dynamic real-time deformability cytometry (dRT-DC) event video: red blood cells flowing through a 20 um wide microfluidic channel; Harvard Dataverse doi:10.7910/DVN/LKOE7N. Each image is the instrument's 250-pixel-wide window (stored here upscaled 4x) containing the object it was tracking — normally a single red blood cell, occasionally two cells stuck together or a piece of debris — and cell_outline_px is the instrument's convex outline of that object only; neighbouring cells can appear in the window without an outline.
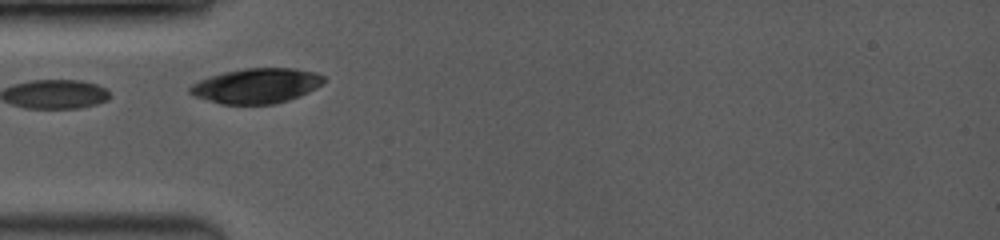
{"species": "common noctule bat (a hibernating species)", "species_latin": "Nyctalus noctula", "temperature_condition": "room temperature", "stored_images_in_passage": 15, "camera_frame_rate_fps": 3500, "um_per_image_px": 0.085, "animal": {"sex": "female", "body_mass_g": 19.0, "forearm_length_mm": 53.3}, "frame": {"image": 1, "passage_image": 1, "time_ms": 0.0, "image_size_px": [1000, 240], "cell_outline_px": [[324, 80], [316, 88], [300, 96], [288, 100], [272, 104], [220, 104], [196, 96], [188, 92], [188, 88], [192, 84], [200, 80], [224, 72], [244, 68], [292, 68], [316, 72], [324, 76]], "centroid_in_image_um": [21.8, 7.29], "position_along_channel_um": 63.2, "area_um2": 27.11}}
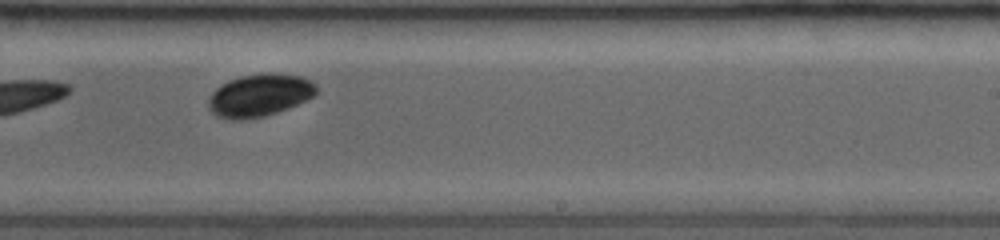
{"frame": {"image": 2, "passage_image": 9, "time_ms": 5.143, "image_size_px": [1000, 240], "cell_outline_px": [[316, 96], [288, 108], [264, 116], [244, 120], [232, 120], [216, 116], [208, 108], [208, 96], [220, 84], [228, 80], [240, 76], [264, 72], [304, 76], [312, 80], [316, 84]], "centroid_in_image_um": [22.05, 8.09], "position_along_channel_um": 266.9, "area_um2": 27.22}, "authors_computed_cell_mechanics": {"area_um2": 19.941, "velocity_mm_per_s": 4.0147, "shape_relaxation_time_tau1_ms": null, "shape_relaxation_time_tau2_ms": 3.1036, "deformation_change_tau1": null, "deformation_change_tau2": 0.0428}}